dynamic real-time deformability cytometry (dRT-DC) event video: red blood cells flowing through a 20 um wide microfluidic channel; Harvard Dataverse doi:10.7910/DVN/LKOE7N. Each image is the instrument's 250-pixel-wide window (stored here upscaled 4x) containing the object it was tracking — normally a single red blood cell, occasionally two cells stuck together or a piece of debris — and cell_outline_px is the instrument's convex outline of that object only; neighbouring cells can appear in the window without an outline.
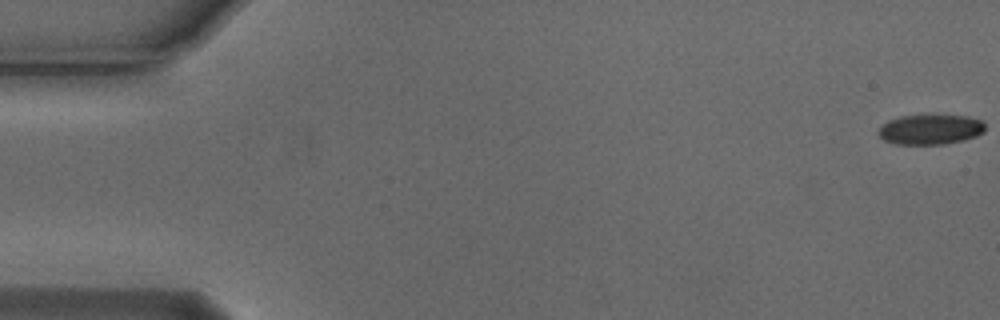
{"species": "Egyptian fruit bat (a non-hibernating species)", "species_latin": "Rousettus aegyptiacus", "temperature_condition": "cold", "stored_images_in_passage": 5, "camera_frame_rate_fps": 3000, "um_per_image_px": 0.085, "animal": {"sex": "male"}, "frame": {"image": 1, "passage_image": 1, "time_ms": 0.0, "image_size_px": [1000, 320], "cell_outline_px": [[984, 132], [976, 136], [964, 140], [944, 144], [896, 144], [884, 140], [880, 136], [880, 128], [888, 120], [900, 116], [968, 116], [980, 120], [984, 124]], "centroid_in_image_um": [79.1, 11.01], "position_along_channel_um": 5.9, "area_um2": 18.32}}
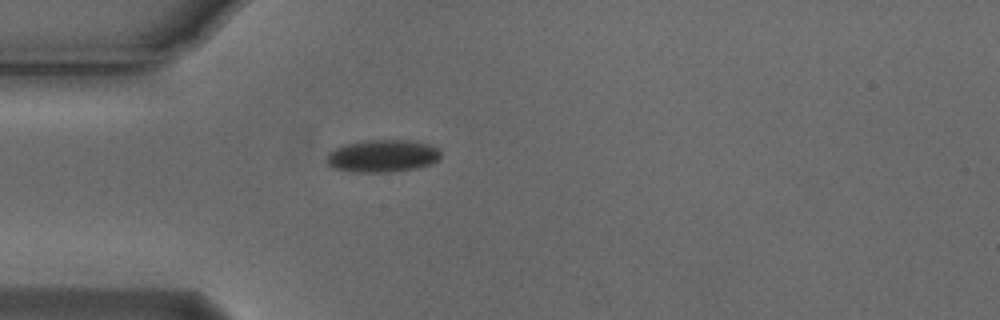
{"frame": {"image": 2, "passage_image": 5, "time_ms": 1.333, "image_size_px": [1000, 320], "cell_outline_px": [[440, 156], [436, 160], [428, 164], [416, 168], [388, 172], [352, 172], [332, 168], [328, 164], [328, 152], [332, 148], [364, 140], [412, 140], [428, 144], [436, 148], [440, 152]], "centroid_in_image_um": [32.47, 13.25], "position_along_channel_um": 52.5, "area_um2": 21.44}}